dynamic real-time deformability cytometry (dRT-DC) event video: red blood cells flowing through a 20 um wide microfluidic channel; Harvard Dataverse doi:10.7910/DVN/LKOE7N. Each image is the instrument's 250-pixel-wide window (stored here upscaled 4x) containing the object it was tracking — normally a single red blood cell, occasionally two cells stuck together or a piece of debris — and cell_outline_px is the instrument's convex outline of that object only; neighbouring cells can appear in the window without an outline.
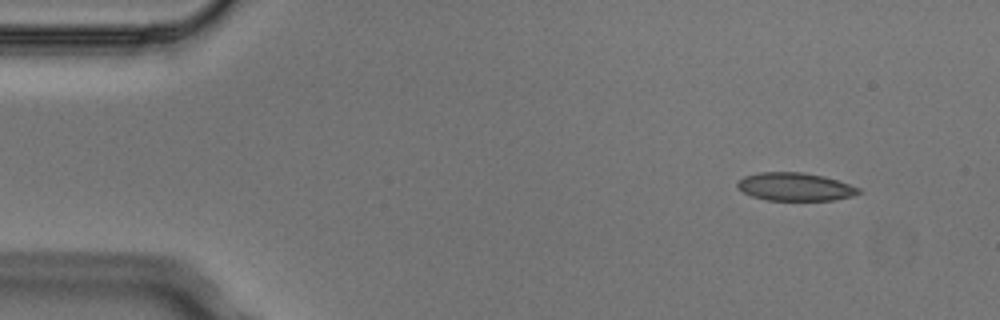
{"species": "Egyptian fruit bat (a non-hibernating species)", "species_latin": "Rousettus aegyptiacus", "temperature_condition": "cold", "stored_images_in_passage": 4, "camera_frame_rate_fps": 3000, "um_per_image_px": 0.085, "animal": {"sex": "male"}, "frame": {"image": 1, "passage_image": 2, "time_ms": 0.333, "image_size_px": [1000, 320], "cell_outline_px": [[864, 192], [852, 196], [832, 200], [768, 200], [752, 196], [736, 188], [736, 180], [744, 176], [760, 172], [804, 172], [824, 176], [860, 188]], "centroid_in_image_um": [67.56, 15.87], "position_along_channel_um": 17.4, "area_um2": 19.94}}
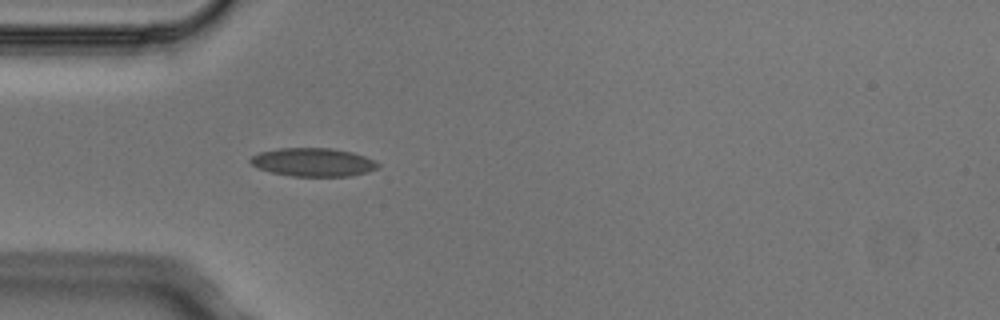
{"frame": {"image": 2, "passage_image": 4, "time_ms": 1.0, "image_size_px": [1000, 320], "cell_outline_px": [[380, 164], [376, 168], [368, 172], [352, 176], [292, 176], [272, 172], [256, 168], [248, 160], [252, 156], [260, 152], [280, 148], [332, 148], [352, 152], [364, 156]], "centroid_in_image_um": [26.6, 13.79], "position_along_channel_um": 58.4, "area_um2": 21.04}}